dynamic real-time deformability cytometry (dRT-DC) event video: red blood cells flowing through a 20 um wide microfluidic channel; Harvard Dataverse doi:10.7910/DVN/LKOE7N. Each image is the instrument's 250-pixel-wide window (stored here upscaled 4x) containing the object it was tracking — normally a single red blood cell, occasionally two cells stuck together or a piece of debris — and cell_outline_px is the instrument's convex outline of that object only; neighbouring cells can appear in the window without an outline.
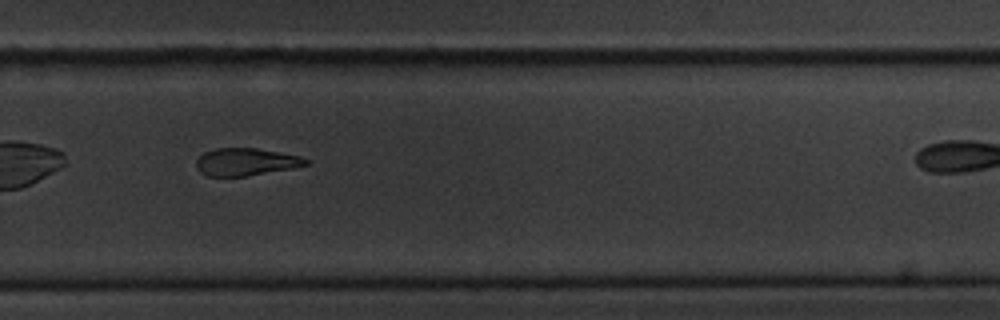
{"species": "common noctule bat (a hibernating species)", "species_latin": "Nyctalus noctula", "temperature_condition": "cold", "stored_images_in_passage": 29, "camera_frame_rate_fps": 3000, "um_per_image_px": 0.085, "animal": {"sex": "male", "body_mass_g": 20.1, "forearm_length_mm": 53.5}, "frame": {"image": 1, "passage_image": 21, "time_ms": 6.667, "image_size_px": [1000, 320], "cell_outline_px": [[308, 164], [292, 168], [244, 176], [208, 176], [200, 172], [196, 168], [196, 160], [204, 152], [216, 148], [256, 148], [300, 156], [308, 160]], "centroid_in_image_um": [20.86, 13.75], "position_along_channel_um": 308.9, "area_um2": 17.34}}